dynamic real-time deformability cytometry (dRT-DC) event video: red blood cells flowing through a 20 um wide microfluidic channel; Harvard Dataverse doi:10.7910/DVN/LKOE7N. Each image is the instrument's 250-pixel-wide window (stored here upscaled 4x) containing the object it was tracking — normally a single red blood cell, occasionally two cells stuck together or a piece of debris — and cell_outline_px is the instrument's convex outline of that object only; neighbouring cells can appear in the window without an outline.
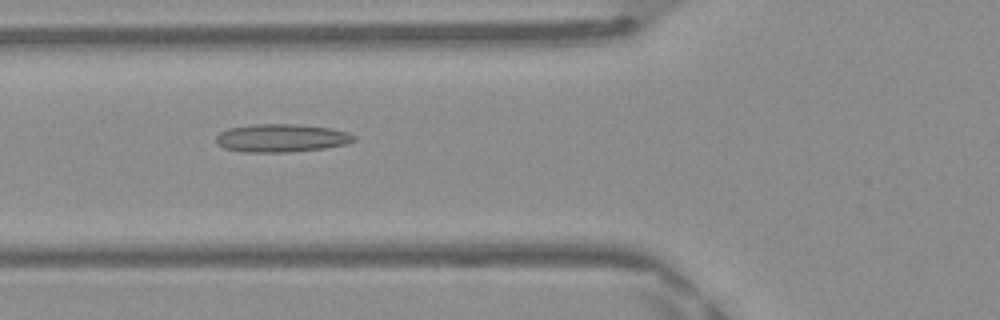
{"species": "Egyptian fruit bat (a non-hibernating species)", "species_latin": "Rousettus aegyptiacus", "temperature_condition": "warm", "stored_images_in_passage": 47, "camera_frame_rate_fps": 3000, "um_per_image_px": 0.085, "frame": {"image": 1, "passage_image": 17, "time_ms": 5.333, "image_size_px": [1000, 320], "cell_outline_px": [[356, 140], [348, 144], [324, 148], [288, 152], [244, 152], [224, 148], [216, 144], [216, 136], [220, 132], [228, 128], [252, 124], [296, 124], [332, 128], [348, 132], [356, 136]], "centroid_in_image_um": [23.93, 11.73], "position_along_channel_um": 101.9, "area_um2": 22.77}}
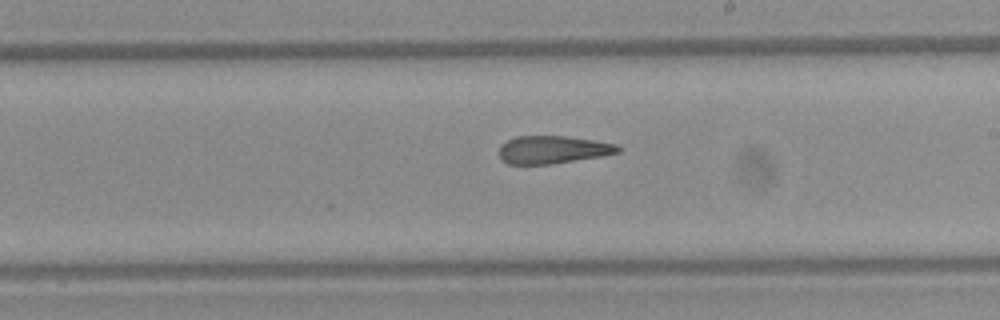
{"frame": {"image": 2, "passage_image": 27, "time_ms": 8.667, "image_size_px": [1000, 320], "cell_outline_px": [[624, 148], [620, 152], [604, 156], [552, 164], [508, 164], [500, 160], [500, 144], [516, 136], [564, 136], [592, 140], [616, 144]], "centroid_in_image_um": [47.01, 12.73], "position_along_channel_um": 242.0, "area_um2": 19.42}}
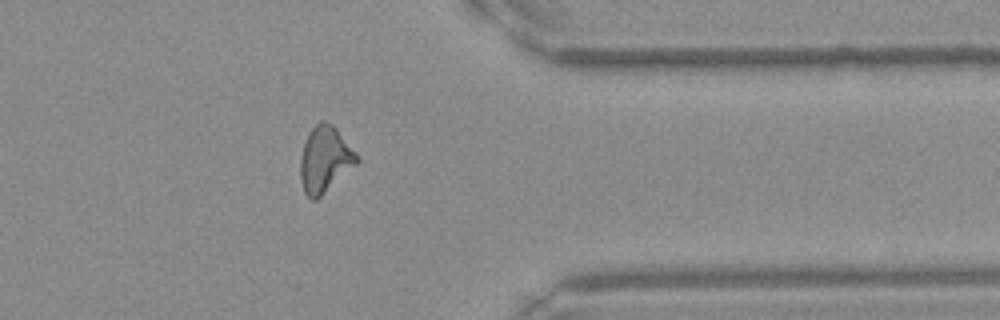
{"frame": {"image": 3, "passage_image": 38, "time_ms": 12.333, "image_size_px": [1000, 320], "cell_outline_px": [[360, 160], [356, 164], [316, 200], [312, 200], [304, 192], [300, 180], [300, 156], [304, 144], [312, 128], [320, 120], [324, 120], [332, 124], [336, 128], [360, 156]], "centroid_in_image_um": [27.62, 13.54], "position_along_channel_um": 383.8, "area_um2": 21.62}, "authors_computed_cell_mechanics": {"area_um2": 20.9814, "velocity_mm_per_s": 4.1878, "shape_relaxation_time_tau1_ms": null, "shape_relaxation_time_tau2_ms": 3.2589, "deformation_change_tau1": null, "deformation_change_tau2": 0.1483}}